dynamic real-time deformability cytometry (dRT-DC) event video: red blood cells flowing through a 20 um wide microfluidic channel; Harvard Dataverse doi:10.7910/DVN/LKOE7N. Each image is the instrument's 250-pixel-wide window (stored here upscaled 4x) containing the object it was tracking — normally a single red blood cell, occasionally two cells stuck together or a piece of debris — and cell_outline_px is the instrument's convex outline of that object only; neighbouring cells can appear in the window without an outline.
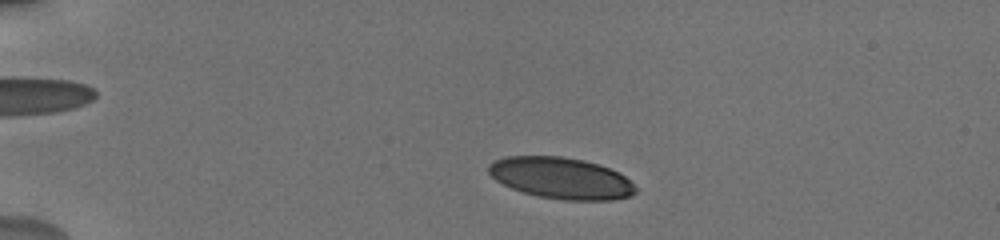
{"species": "human", "species_latin": "Homo sapiens", "temperature_condition": "cold", "stored_images_in_passage": 60, "camera_frame_rate_fps": 3000, "um_per_image_px": 0.085, "donor": {"sex": "male"}, "frame": {"image": 1, "passage_image": 7, "time_ms": 1.667, "image_size_px": [1000, 240], "cell_outline_px": [[636, 192], [628, 196], [612, 200], [564, 200], [540, 196], [524, 192], [512, 188], [496, 180], [488, 172], [488, 164], [492, 160], [504, 156], [564, 156], [584, 160], [608, 168], [624, 176], [636, 188]], "centroid_in_image_um": [47.64, 15.12], "position_along_channel_um": 37.4, "area_um2": 35.2}}
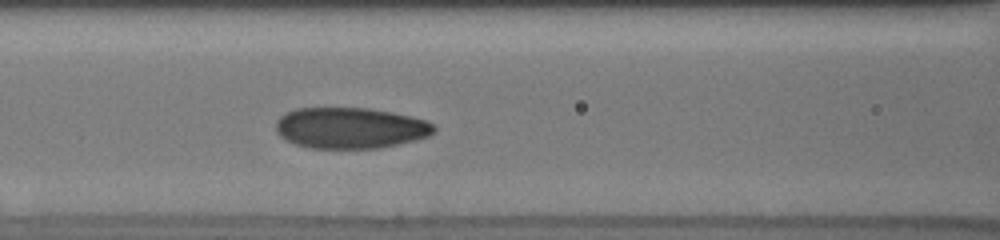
{"frame": {"image": 2, "passage_image": 29, "time_ms": 6.0, "image_size_px": [1000, 240], "cell_outline_px": [[436, 132], [428, 136], [416, 140], [380, 148], [308, 148], [296, 144], [280, 136], [276, 132], [276, 120], [284, 112], [296, 108], [368, 108], [392, 112], [424, 120], [432, 124], [436, 128]], "centroid_in_image_um": [29.75, 10.87], "position_along_channel_um": 136.8, "area_um2": 37.86}}
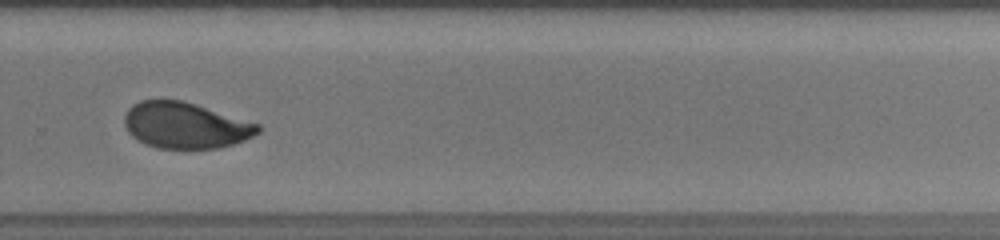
{"frame": {"image": 3, "passage_image": 47, "time_ms": 10.667, "image_size_px": [1000, 240], "cell_outline_px": [[260, 132], [244, 140], [220, 148], [160, 148], [148, 144], [132, 136], [128, 132], [124, 124], [124, 116], [128, 108], [132, 104], [140, 100], [184, 100], [260, 124]], "centroid_in_image_um": [15.76, 10.64], "position_along_channel_um": 314.0, "area_um2": 35.78}, "authors_computed_cell_mechanics": {"area_um2": 37.0498, "velocity_mm_per_s": 3.8174, "shape_relaxation_time_tau1_ms": 4.5087, "shape_relaxation_time_tau2_ms": 0.8088, "deformation_change_tau1": 0.1463, "deformation_change_tau2": 0.058}}